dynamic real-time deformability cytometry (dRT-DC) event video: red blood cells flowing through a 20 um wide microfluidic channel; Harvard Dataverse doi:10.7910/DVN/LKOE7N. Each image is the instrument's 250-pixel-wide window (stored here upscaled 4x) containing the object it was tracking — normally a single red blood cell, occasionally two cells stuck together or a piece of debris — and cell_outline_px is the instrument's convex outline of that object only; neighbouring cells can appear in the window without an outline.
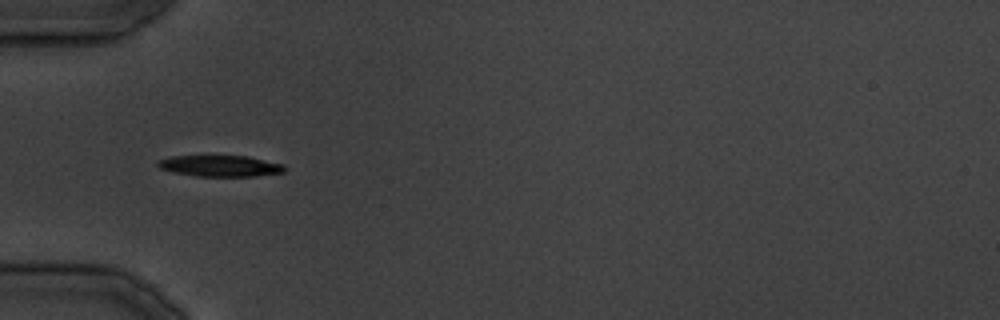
{"species": "common noctule bat (a hibernating species)", "species_latin": "Nyctalus noctula", "temperature_condition": "cold", "stored_images_in_passage": 13, "camera_frame_rate_fps": 3000, "um_per_image_px": 0.085, "animal": {"sex": "male", "body_mass_g": 19.5, "forearm_length_mm": 54.6}, "frame": {"image": 1, "passage_image": 1, "time_ms": 0.0, "image_size_px": [1000, 320], "cell_outline_px": [[288, 168], [284, 172], [256, 176], [196, 176], [172, 172], [160, 168], [156, 164], [156, 160], [172, 156], [248, 156], [284, 164]], "centroid_in_image_um": [18.73, 14.1], "position_along_channel_um": 66.3, "area_um2": 15.78}}
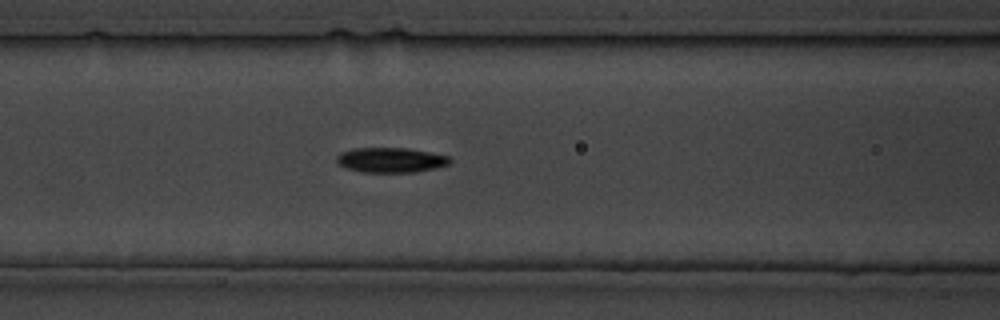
{"frame": {"image": 2, "passage_image": 4, "time_ms": 4.333, "image_size_px": [1000, 320], "cell_outline_px": [[452, 160], [448, 164], [416, 172], [364, 172], [344, 168], [336, 164], [336, 156], [340, 152], [352, 148], [408, 148], [448, 156]], "centroid_in_image_um": [33.13, 13.6], "position_along_channel_um": 133.5, "area_um2": 16.47}}
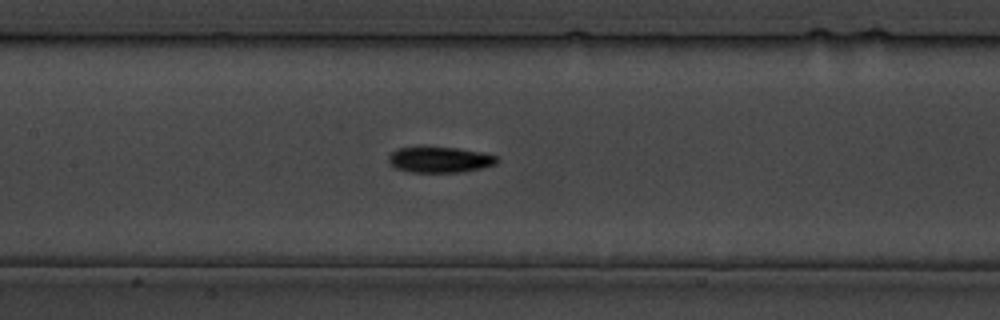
{"frame": {"image": 3, "passage_image": 6, "time_ms": 6.667, "image_size_px": [1000, 320], "cell_outline_px": [[500, 160], [496, 164], [464, 172], [412, 172], [396, 168], [388, 164], [388, 156], [396, 148], [456, 148], [480, 152], [500, 156]], "centroid_in_image_um": [37.4, 13.59], "position_along_channel_um": 170.0, "area_um2": 16.18}}